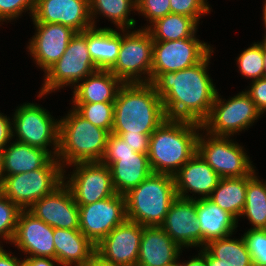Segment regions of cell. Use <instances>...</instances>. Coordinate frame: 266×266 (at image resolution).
Instances as JSON below:
<instances>
[{
	"label": "cell",
	"instance_id": "obj_10",
	"mask_svg": "<svg viewBox=\"0 0 266 266\" xmlns=\"http://www.w3.org/2000/svg\"><path fill=\"white\" fill-rule=\"evenodd\" d=\"M261 115L262 113L245 91L227 101L222 100L217 91L209 116L201 123L200 131H206L215 136L232 137L250 128Z\"/></svg>",
	"mask_w": 266,
	"mask_h": 266
},
{
	"label": "cell",
	"instance_id": "obj_24",
	"mask_svg": "<svg viewBox=\"0 0 266 266\" xmlns=\"http://www.w3.org/2000/svg\"><path fill=\"white\" fill-rule=\"evenodd\" d=\"M196 218L201 230V248L212 240L232 236L238 220L209 198H196Z\"/></svg>",
	"mask_w": 266,
	"mask_h": 266
},
{
	"label": "cell",
	"instance_id": "obj_51",
	"mask_svg": "<svg viewBox=\"0 0 266 266\" xmlns=\"http://www.w3.org/2000/svg\"><path fill=\"white\" fill-rule=\"evenodd\" d=\"M263 65H264L263 77L266 78V45H263Z\"/></svg>",
	"mask_w": 266,
	"mask_h": 266
},
{
	"label": "cell",
	"instance_id": "obj_32",
	"mask_svg": "<svg viewBox=\"0 0 266 266\" xmlns=\"http://www.w3.org/2000/svg\"><path fill=\"white\" fill-rule=\"evenodd\" d=\"M231 236L219 238L207 243L204 248L220 262L229 266H253L243 237L231 239Z\"/></svg>",
	"mask_w": 266,
	"mask_h": 266
},
{
	"label": "cell",
	"instance_id": "obj_14",
	"mask_svg": "<svg viewBox=\"0 0 266 266\" xmlns=\"http://www.w3.org/2000/svg\"><path fill=\"white\" fill-rule=\"evenodd\" d=\"M78 208L79 230L95 246L127 219L123 194H115L87 205H78Z\"/></svg>",
	"mask_w": 266,
	"mask_h": 266
},
{
	"label": "cell",
	"instance_id": "obj_43",
	"mask_svg": "<svg viewBox=\"0 0 266 266\" xmlns=\"http://www.w3.org/2000/svg\"><path fill=\"white\" fill-rule=\"evenodd\" d=\"M120 136L135 152L148 153L150 136L143 133L138 134H115Z\"/></svg>",
	"mask_w": 266,
	"mask_h": 266
},
{
	"label": "cell",
	"instance_id": "obj_16",
	"mask_svg": "<svg viewBox=\"0 0 266 266\" xmlns=\"http://www.w3.org/2000/svg\"><path fill=\"white\" fill-rule=\"evenodd\" d=\"M35 35L28 43V52L44 73L64 54L76 31L57 23H33ZM34 57V58H33Z\"/></svg>",
	"mask_w": 266,
	"mask_h": 266
},
{
	"label": "cell",
	"instance_id": "obj_48",
	"mask_svg": "<svg viewBox=\"0 0 266 266\" xmlns=\"http://www.w3.org/2000/svg\"><path fill=\"white\" fill-rule=\"evenodd\" d=\"M83 266H121V265H116L114 263L107 262L95 253L90 258V260L86 262Z\"/></svg>",
	"mask_w": 266,
	"mask_h": 266
},
{
	"label": "cell",
	"instance_id": "obj_28",
	"mask_svg": "<svg viewBox=\"0 0 266 266\" xmlns=\"http://www.w3.org/2000/svg\"><path fill=\"white\" fill-rule=\"evenodd\" d=\"M121 33L109 27L87 29V48L98 69L109 70L116 62Z\"/></svg>",
	"mask_w": 266,
	"mask_h": 266
},
{
	"label": "cell",
	"instance_id": "obj_46",
	"mask_svg": "<svg viewBox=\"0 0 266 266\" xmlns=\"http://www.w3.org/2000/svg\"><path fill=\"white\" fill-rule=\"evenodd\" d=\"M0 266H24V259H17L12 253H7L0 245Z\"/></svg>",
	"mask_w": 266,
	"mask_h": 266
},
{
	"label": "cell",
	"instance_id": "obj_50",
	"mask_svg": "<svg viewBox=\"0 0 266 266\" xmlns=\"http://www.w3.org/2000/svg\"><path fill=\"white\" fill-rule=\"evenodd\" d=\"M263 21H264V28L266 29V0L264 2V6H263ZM263 45H266V31H265V35H264V39L260 42Z\"/></svg>",
	"mask_w": 266,
	"mask_h": 266
},
{
	"label": "cell",
	"instance_id": "obj_26",
	"mask_svg": "<svg viewBox=\"0 0 266 266\" xmlns=\"http://www.w3.org/2000/svg\"><path fill=\"white\" fill-rule=\"evenodd\" d=\"M53 241L60 266H83L95 254V245L79 229L53 228Z\"/></svg>",
	"mask_w": 266,
	"mask_h": 266
},
{
	"label": "cell",
	"instance_id": "obj_15",
	"mask_svg": "<svg viewBox=\"0 0 266 266\" xmlns=\"http://www.w3.org/2000/svg\"><path fill=\"white\" fill-rule=\"evenodd\" d=\"M141 236L142 225L126 219L95 246V253L116 265L137 266Z\"/></svg>",
	"mask_w": 266,
	"mask_h": 266
},
{
	"label": "cell",
	"instance_id": "obj_17",
	"mask_svg": "<svg viewBox=\"0 0 266 266\" xmlns=\"http://www.w3.org/2000/svg\"><path fill=\"white\" fill-rule=\"evenodd\" d=\"M33 23H57L76 32L93 27L89 0H35Z\"/></svg>",
	"mask_w": 266,
	"mask_h": 266
},
{
	"label": "cell",
	"instance_id": "obj_30",
	"mask_svg": "<svg viewBox=\"0 0 266 266\" xmlns=\"http://www.w3.org/2000/svg\"><path fill=\"white\" fill-rule=\"evenodd\" d=\"M153 26V27H152ZM198 23L193 19L181 14H167L147 25L153 41H173L196 37Z\"/></svg>",
	"mask_w": 266,
	"mask_h": 266
},
{
	"label": "cell",
	"instance_id": "obj_19",
	"mask_svg": "<svg viewBox=\"0 0 266 266\" xmlns=\"http://www.w3.org/2000/svg\"><path fill=\"white\" fill-rule=\"evenodd\" d=\"M28 256L56 259L53 227L35 217L28 210H21L14 238L11 242ZM30 255V256H29Z\"/></svg>",
	"mask_w": 266,
	"mask_h": 266
},
{
	"label": "cell",
	"instance_id": "obj_21",
	"mask_svg": "<svg viewBox=\"0 0 266 266\" xmlns=\"http://www.w3.org/2000/svg\"><path fill=\"white\" fill-rule=\"evenodd\" d=\"M173 178L177 197L183 199H196V196L193 197L196 194L199 195V199L208 198L220 180V176L197 152L173 175ZM188 192L193 195H188Z\"/></svg>",
	"mask_w": 266,
	"mask_h": 266
},
{
	"label": "cell",
	"instance_id": "obj_25",
	"mask_svg": "<svg viewBox=\"0 0 266 266\" xmlns=\"http://www.w3.org/2000/svg\"><path fill=\"white\" fill-rule=\"evenodd\" d=\"M54 157L46 150L18 141L1 151V176H11L45 167Z\"/></svg>",
	"mask_w": 266,
	"mask_h": 266
},
{
	"label": "cell",
	"instance_id": "obj_42",
	"mask_svg": "<svg viewBox=\"0 0 266 266\" xmlns=\"http://www.w3.org/2000/svg\"><path fill=\"white\" fill-rule=\"evenodd\" d=\"M135 152L120 136L109 134L104 155H125Z\"/></svg>",
	"mask_w": 266,
	"mask_h": 266
},
{
	"label": "cell",
	"instance_id": "obj_20",
	"mask_svg": "<svg viewBox=\"0 0 266 266\" xmlns=\"http://www.w3.org/2000/svg\"><path fill=\"white\" fill-rule=\"evenodd\" d=\"M160 227L180 248L200 247L201 230L196 218V199L177 197Z\"/></svg>",
	"mask_w": 266,
	"mask_h": 266
},
{
	"label": "cell",
	"instance_id": "obj_22",
	"mask_svg": "<svg viewBox=\"0 0 266 266\" xmlns=\"http://www.w3.org/2000/svg\"><path fill=\"white\" fill-rule=\"evenodd\" d=\"M100 162L109 167L117 194H126L152 173L148 153L104 155Z\"/></svg>",
	"mask_w": 266,
	"mask_h": 266
},
{
	"label": "cell",
	"instance_id": "obj_2",
	"mask_svg": "<svg viewBox=\"0 0 266 266\" xmlns=\"http://www.w3.org/2000/svg\"><path fill=\"white\" fill-rule=\"evenodd\" d=\"M167 119L151 82L124 83L114 102L113 134L151 135Z\"/></svg>",
	"mask_w": 266,
	"mask_h": 266
},
{
	"label": "cell",
	"instance_id": "obj_4",
	"mask_svg": "<svg viewBox=\"0 0 266 266\" xmlns=\"http://www.w3.org/2000/svg\"><path fill=\"white\" fill-rule=\"evenodd\" d=\"M110 132L93 125L73 107L60 119L57 159L64 168L80 162H100ZM66 163V164H65Z\"/></svg>",
	"mask_w": 266,
	"mask_h": 266
},
{
	"label": "cell",
	"instance_id": "obj_23",
	"mask_svg": "<svg viewBox=\"0 0 266 266\" xmlns=\"http://www.w3.org/2000/svg\"><path fill=\"white\" fill-rule=\"evenodd\" d=\"M181 249L160 226H142L137 266H173Z\"/></svg>",
	"mask_w": 266,
	"mask_h": 266
},
{
	"label": "cell",
	"instance_id": "obj_47",
	"mask_svg": "<svg viewBox=\"0 0 266 266\" xmlns=\"http://www.w3.org/2000/svg\"><path fill=\"white\" fill-rule=\"evenodd\" d=\"M200 253H198V256H194L187 262H178L177 266H207L206 264V249L203 247L201 250H199Z\"/></svg>",
	"mask_w": 266,
	"mask_h": 266
},
{
	"label": "cell",
	"instance_id": "obj_29",
	"mask_svg": "<svg viewBox=\"0 0 266 266\" xmlns=\"http://www.w3.org/2000/svg\"><path fill=\"white\" fill-rule=\"evenodd\" d=\"M255 171L247 176L220 178L208 198L238 220L245 207L247 182Z\"/></svg>",
	"mask_w": 266,
	"mask_h": 266
},
{
	"label": "cell",
	"instance_id": "obj_41",
	"mask_svg": "<svg viewBox=\"0 0 266 266\" xmlns=\"http://www.w3.org/2000/svg\"><path fill=\"white\" fill-rule=\"evenodd\" d=\"M249 87L245 92L254 101L257 109L264 114L266 112V78L253 80Z\"/></svg>",
	"mask_w": 266,
	"mask_h": 266
},
{
	"label": "cell",
	"instance_id": "obj_7",
	"mask_svg": "<svg viewBox=\"0 0 266 266\" xmlns=\"http://www.w3.org/2000/svg\"><path fill=\"white\" fill-rule=\"evenodd\" d=\"M99 70L94 64L87 48V30L76 32L71 38L64 54L44 74V83L38 97H43L64 86H73L88 75Z\"/></svg>",
	"mask_w": 266,
	"mask_h": 266
},
{
	"label": "cell",
	"instance_id": "obj_31",
	"mask_svg": "<svg viewBox=\"0 0 266 266\" xmlns=\"http://www.w3.org/2000/svg\"><path fill=\"white\" fill-rule=\"evenodd\" d=\"M89 5L93 27H96L97 14L110 19L118 30L134 29L136 25V20L128 17L132 10H137L136 0H89Z\"/></svg>",
	"mask_w": 266,
	"mask_h": 266
},
{
	"label": "cell",
	"instance_id": "obj_37",
	"mask_svg": "<svg viewBox=\"0 0 266 266\" xmlns=\"http://www.w3.org/2000/svg\"><path fill=\"white\" fill-rule=\"evenodd\" d=\"M253 266H266V234L262 229H248L242 236Z\"/></svg>",
	"mask_w": 266,
	"mask_h": 266
},
{
	"label": "cell",
	"instance_id": "obj_11",
	"mask_svg": "<svg viewBox=\"0 0 266 266\" xmlns=\"http://www.w3.org/2000/svg\"><path fill=\"white\" fill-rule=\"evenodd\" d=\"M203 133H199L197 138V153L220 178L247 176L255 170L242 145L230 137Z\"/></svg>",
	"mask_w": 266,
	"mask_h": 266
},
{
	"label": "cell",
	"instance_id": "obj_13",
	"mask_svg": "<svg viewBox=\"0 0 266 266\" xmlns=\"http://www.w3.org/2000/svg\"><path fill=\"white\" fill-rule=\"evenodd\" d=\"M72 174H64V184L70 189L77 205H87L116 193L110 169L101 162L74 163ZM67 177V178H65ZM66 179H69L66 181Z\"/></svg>",
	"mask_w": 266,
	"mask_h": 266
},
{
	"label": "cell",
	"instance_id": "obj_1",
	"mask_svg": "<svg viewBox=\"0 0 266 266\" xmlns=\"http://www.w3.org/2000/svg\"><path fill=\"white\" fill-rule=\"evenodd\" d=\"M213 51L201 62L161 73L152 82L168 119L202 123L209 116L218 91L207 70Z\"/></svg>",
	"mask_w": 266,
	"mask_h": 266
},
{
	"label": "cell",
	"instance_id": "obj_52",
	"mask_svg": "<svg viewBox=\"0 0 266 266\" xmlns=\"http://www.w3.org/2000/svg\"><path fill=\"white\" fill-rule=\"evenodd\" d=\"M0 159H1V152H0ZM1 180H2V177H1V164H0V184H1Z\"/></svg>",
	"mask_w": 266,
	"mask_h": 266
},
{
	"label": "cell",
	"instance_id": "obj_9",
	"mask_svg": "<svg viewBox=\"0 0 266 266\" xmlns=\"http://www.w3.org/2000/svg\"><path fill=\"white\" fill-rule=\"evenodd\" d=\"M12 130L15 141L48 151L54 158L59 150L60 120L35 103H23L13 114ZM16 134V135H15ZM54 145L52 150L48 147Z\"/></svg>",
	"mask_w": 266,
	"mask_h": 266
},
{
	"label": "cell",
	"instance_id": "obj_49",
	"mask_svg": "<svg viewBox=\"0 0 266 266\" xmlns=\"http://www.w3.org/2000/svg\"><path fill=\"white\" fill-rule=\"evenodd\" d=\"M206 264L207 266H229L225 263L220 262V259L213 257L207 250H206Z\"/></svg>",
	"mask_w": 266,
	"mask_h": 266
},
{
	"label": "cell",
	"instance_id": "obj_40",
	"mask_svg": "<svg viewBox=\"0 0 266 266\" xmlns=\"http://www.w3.org/2000/svg\"><path fill=\"white\" fill-rule=\"evenodd\" d=\"M137 12L145 16L150 25L171 13L170 0H136Z\"/></svg>",
	"mask_w": 266,
	"mask_h": 266
},
{
	"label": "cell",
	"instance_id": "obj_33",
	"mask_svg": "<svg viewBox=\"0 0 266 266\" xmlns=\"http://www.w3.org/2000/svg\"><path fill=\"white\" fill-rule=\"evenodd\" d=\"M241 216H246L252 229H262L266 225V181L254 174L247 182L245 207Z\"/></svg>",
	"mask_w": 266,
	"mask_h": 266
},
{
	"label": "cell",
	"instance_id": "obj_6",
	"mask_svg": "<svg viewBox=\"0 0 266 266\" xmlns=\"http://www.w3.org/2000/svg\"><path fill=\"white\" fill-rule=\"evenodd\" d=\"M1 177L0 192L21 210H27L64 183V168L57 158H53L43 168Z\"/></svg>",
	"mask_w": 266,
	"mask_h": 266
},
{
	"label": "cell",
	"instance_id": "obj_18",
	"mask_svg": "<svg viewBox=\"0 0 266 266\" xmlns=\"http://www.w3.org/2000/svg\"><path fill=\"white\" fill-rule=\"evenodd\" d=\"M27 210L53 228L79 229V208L64 183Z\"/></svg>",
	"mask_w": 266,
	"mask_h": 266
},
{
	"label": "cell",
	"instance_id": "obj_3",
	"mask_svg": "<svg viewBox=\"0 0 266 266\" xmlns=\"http://www.w3.org/2000/svg\"><path fill=\"white\" fill-rule=\"evenodd\" d=\"M201 123L166 119L150 136L152 173L174 175L196 152Z\"/></svg>",
	"mask_w": 266,
	"mask_h": 266
},
{
	"label": "cell",
	"instance_id": "obj_35",
	"mask_svg": "<svg viewBox=\"0 0 266 266\" xmlns=\"http://www.w3.org/2000/svg\"><path fill=\"white\" fill-rule=\"evenodd\" d=\"M236 63L243 77L257 80L263 77V44L254 42L250 47L239 54Z\"/></svg>",
	"mask_w": 266,
	"mask_h": 266
},
{
	"label": "cell",
	"instance_id": "obj_12",
	"mask_svg": "<svg viewBox=\"0 0 266 266\" xmlns=\"http://www.w3.org/2000/svg\"><path fill=\"white\" fill-rule=\"evenodd\" d=\"M213 48L197 37L173 41H153L150 82L161 73L176 72L201 62Z\"/></svg>",
	"mask_w": 266,
	"mask_h": 266
},
{
	"label": "cell",
	"instance_id": "obj_8",
	"mask_svg": "<svg viewBox=\"0 0 266 266\" xmlns=\"http://www.w3.org/2000/svg\"><path fill=\"white\" fill-rule=\"evenodd\" d=\"M121 31L118 58L109 70L123 83L150 82L153 39L149 31L146 28H139L132 32L125 29ZM143 74L147 77H142Z\"/></svg>",
	"mask_w": 266,
	"mask_h": 266
},
{
	"label": "cell",
	"instance_id": "obj_27",
	"mask_svg": "<svg viewBox=\"0 0 266 266\" xmlns=\"http://www.w3.org/2000/svg\"><path fill=\"white\" fill-rule=\"evenodd\" d=\"M123 84L110 70L99 69L73 88L72 103L115 102Z\"/></svg>",
	"mask_w": 266,
	"mask_h": 266
},
{
	"label": "cell",
	"instance_id": "obj_5",
	"mask_svg": "<svg viewBox=\"0 0 266 266\" xmlns=\"http://www.w3.org/2000/svg\"><path fill=\"white\" fill-rule=\"evenodd\" d=\"M124 197L127 220L144 227L160 226L177 198L174 178L169 174L151 173Z\"/></svg>",
	"mask_w": 266,
	"mask_h": 266
},
{
	"label": "cell",
	"instance_id": "obj_39",
	"mask_svg": "<svg viewBox=\"0 0 266 266\" xmlns=\"http://www.w3.org/2000/svg\"><path fill=\"white\" fill-rule=\"evenodd\" d=\"M35 10V0H0V22L17 19L25 11L30 17Z\"/></svg>",
	"mask_w": 266,
	"mask_h": 266
},
{
	"label": "cell",
	"instance_id": "obj_45",
	"mask_svg": "<svg viewBox=\"0 0 266 266\" xmlns=\"http://www.w3.org/2000/svg\"><path fill=\"white\" fill-rule=\"evenodd\" d=\"M57 260L50 257H25L24 266H55Z\"/></svg>",
	"mask_w": 266,
	"mask_h": 266
},
{
	"label": "cell",
	"instance_id": "obj_36",
	"mask_svg": "<svg viewBox=\"0 0 266 266\" xmlns=\"http://www.w3.org/2000/svg\"><path fill=\"white\" fill-rule=\"evenodd\" d=\"M20 212L21 209L0 192V238L8 243L14 238Z\"/></svg>",
	"mask_w": 266,
	"mask_h": 266
},
{
	"label": "cell",
	"instance_id": "obj_34",
	"mask_svg": "<svg viewBox=\"0 0 266 266\" xmlns=\"http://www.w3.org/2000/svg\"><path fill=\"white\" fill-rule=\"evenodd\" d=\"M73 108L93 125L112 132L114 102L72 103Z\"/></svg>",
	"mask_w": 266,
	"mask_h": 266
},
{
	"label": "cell",
	"instance_id": "obj_44",
	"mask_svg": "<svg viewBox=\"0 0 266 266\" xmlns=\"http://www.w3.org/2000/svg\"><path fill=\"white\" fill-rule=\"evenodd\" d=\"M10 117L0 113V152L13 139L12 121Z\"/></svg>",
	"mask_w": 266,
	"mask_h": 266
},
{
	"label": "cell",
	"instance_id": "obj_38",
	"mask_svg": "<svg viewBox=\"0 0 266 266\" xmlns=\"http://www.w3.org/2000/svg\"><path fill=\"white\" fill-rule=\"evenodd\" d=\"M170 8L171 13L188 16L197 23L211 10L207 0H170Z\"/></svg>",
	"mask_w": 266,
	"mask_h": 266
},
{
	"label": "cell",
	"instance_id": "obj_53",
	"mask_svg": "<svg viewBox=\"0 0 266 266\" xmlns=\"http://www.w3.org/2000/svg\"><path fill=\"white\" fill-rule=\"evenodd\" d=\"M262 230L265 232L266 234V225L262 228Z\"/></svg>",
	"mask_w": 266,
	"mask_h": 266
}]
</instances>
